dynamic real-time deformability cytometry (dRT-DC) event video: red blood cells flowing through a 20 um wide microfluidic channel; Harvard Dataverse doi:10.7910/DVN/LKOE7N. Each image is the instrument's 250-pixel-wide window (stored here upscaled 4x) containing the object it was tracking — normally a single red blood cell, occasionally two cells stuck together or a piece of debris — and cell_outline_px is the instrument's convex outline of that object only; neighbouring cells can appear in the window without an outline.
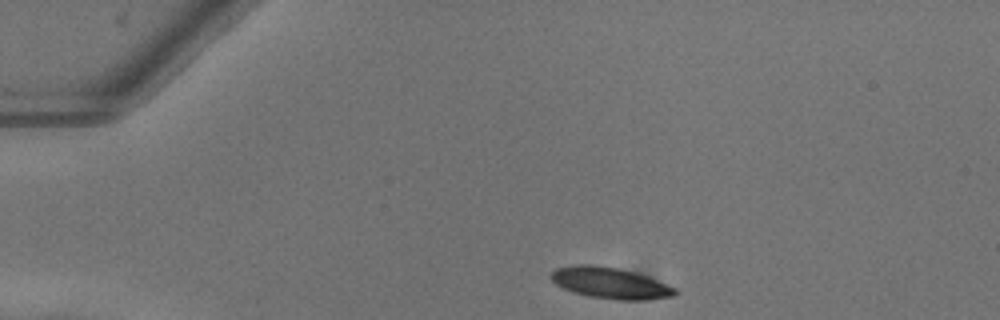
{"species": "common noctule bat (a hibernating species)", "species_latin": "Nyctalus noctula", "temperature_condition": "warm", "stored_images_in_passage": 42, "camera_frame_rate_fps": 3000, "um_per_image_px": 0.085, "animal": {"sex": "female"}, "frame": {"image": 1, "passage_image": 1, "time_ms": 0.0, "image_size_px": [1000, 320], "cell_outline_px": [[680, 292], [676, 296], [644, 300], [616, 300], [588, 296], [572, 292], [556, 284], [548, 276], [556, 268], [572, 264], [592, 264], [616, 268], [636, 272], [648, 276], [676, 288]], "centroid_in_image_um": [51.88, 24.05], "position_along_channel_um": 33.1, "area_um2": 22.89}}
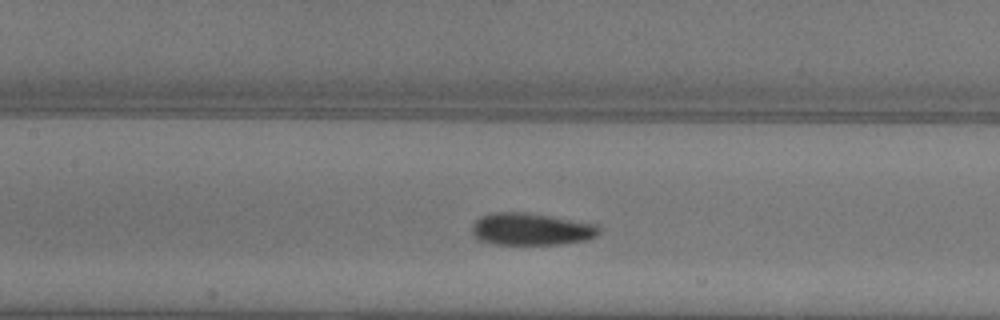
{"frame": {"image": 2, "passage_image": 15, "time_ms": 4.667, "image_size_px": [1000, 320], "cell_outline_px": [[600, 232], [596, 236], [588, 240], [560, 244], [492, 244], [476, 240], [472, 236], [472, 224], [480, 216], [488, 212], [524, 212], [600, 224]], "centroid_in_image_um": [45.12, 19.48], "position_along_channel_um": 162.3, "area_um2": 24.28}}
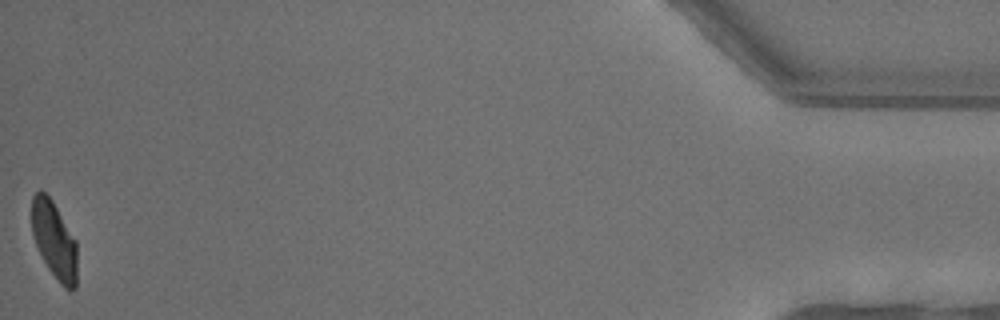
{"frame": {"image": 3, "passage_image": 42, "time_ms": 13.667, "image_size_px": [1000, 320], "cell_outline_px": [[76, 288], [72, 292], [68, 292], [60, 284], [48, 268], [32, 236], [32, 196], [40, 188], [52, 200], [76, 240]], "centroid_in_image_um": [4.62, 20.43], "position_along_channel_um": 430.6, "area_um2": 20.46}, "authors_computed_cell_mechanics": {"area_um2": 22.9177, "velocity_mm_per_s": 4.0365, "shape_relaxation_time_tau1_ms": 3.7421, "shape_relaxation_time_tau2_ms": 1.5433, "deformation_change_tau1": 0.1343, "deformation_change_tau2": 0.0551}}